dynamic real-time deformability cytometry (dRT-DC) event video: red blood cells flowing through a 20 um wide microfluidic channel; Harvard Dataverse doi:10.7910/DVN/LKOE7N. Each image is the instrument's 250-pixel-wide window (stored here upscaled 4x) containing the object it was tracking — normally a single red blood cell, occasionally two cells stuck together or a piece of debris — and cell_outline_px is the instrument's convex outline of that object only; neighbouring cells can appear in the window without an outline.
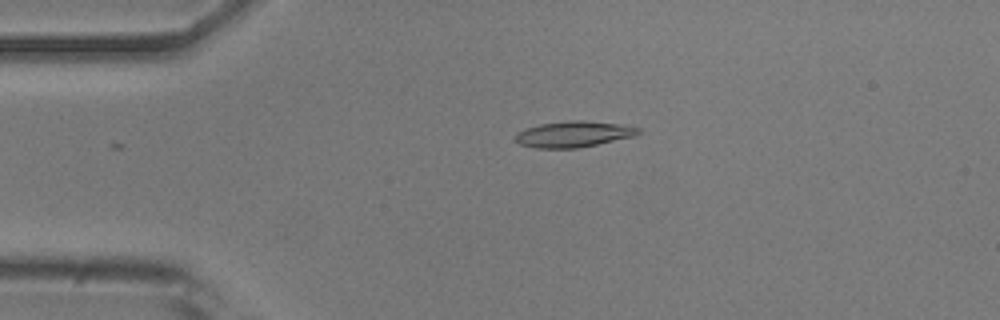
{"species": "common noctule bat (a hibernating species)", "species_latin": "Nyctalus noctula", "temperature_condition": "room temperature", "stored_images_in_passage": 33, "camera_frame_rate_fps": 3000, "um_per_image_px": 0.085, "animal": {"sex": "male", "body_mass_g": 20.5, "forearm_length_mm": 52.5}, "frame": {"image": 1, "passage_image": 1, "time_ms": 0.0, "image_size_px": [1000, 320], "cell_outline_px": [[640, 132], [632, 136], [596, 144], [576, 148], [536, 148], [520, 144], [516, 140], [516, 132], [540, 124], [572, 120], [580, 120], [616, 124], [640, 128]], "centroid_in_image_um": [48.7, 11.4], "position_along_channel_um": 36.3, "area_um2": 18.09}}
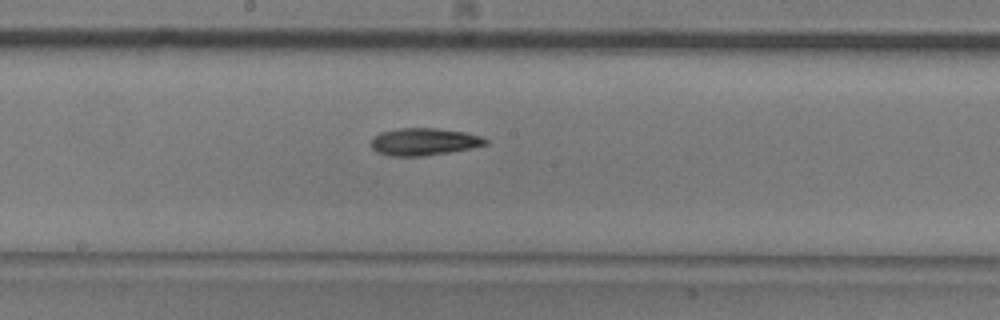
{"frame": {"image": 2, "passage_image": 17, "time_ms": 5.333, "image_size_px": [1000, 320], "cell_outline_px": [[488, 144], [448, 152], [424, 156], [388, 156], [376, 152], [368, 144], [372, 136], [380, 132], [400, 128], [436, 128], [464, 132], [480, 136], [488, 140]], "centroid_in_image_um": [35.94, 12.04], "position_along_channel_um": 212.3, "area_um2": 18.32}}
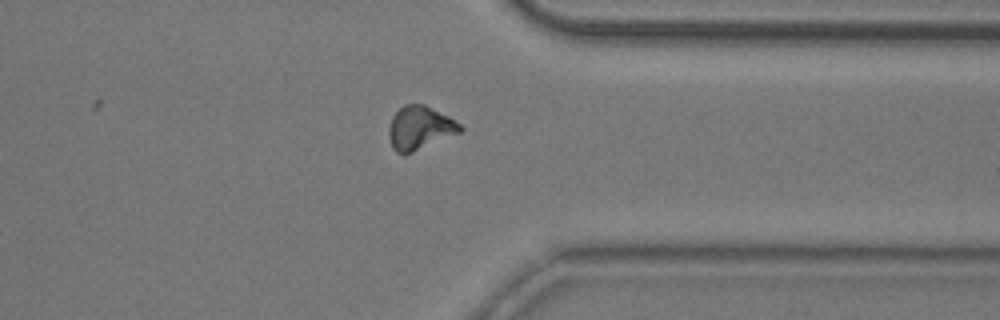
{"frame": {"image": 3, "passage_image": 30, "time_ms": 9.667, "image_size_px": [1000, 320], "cell_outline_px": [[464, 128], [460, 132], [404, 156], [396, 152], [392, 148], [388, 136], [388, 128], [392, 116], [404, 104], [424, 104], [448, 116], [460, 124]], "centroid_in_image_um": [35.64, 10.89], "position_along_channel_um": 375.8, "area_um2": 18.15}, "authors_computed_cell_mechanics": {"area_um2": 17.8024, "velocity_mm_per_s": 3.8919, "shape_relaxation_time_tau1_ms": 7.6664, "shape_relaxation_time_tau2_ms": null, "deformation_change_tau1": 0.188, "deformation_change_tau2": null}}